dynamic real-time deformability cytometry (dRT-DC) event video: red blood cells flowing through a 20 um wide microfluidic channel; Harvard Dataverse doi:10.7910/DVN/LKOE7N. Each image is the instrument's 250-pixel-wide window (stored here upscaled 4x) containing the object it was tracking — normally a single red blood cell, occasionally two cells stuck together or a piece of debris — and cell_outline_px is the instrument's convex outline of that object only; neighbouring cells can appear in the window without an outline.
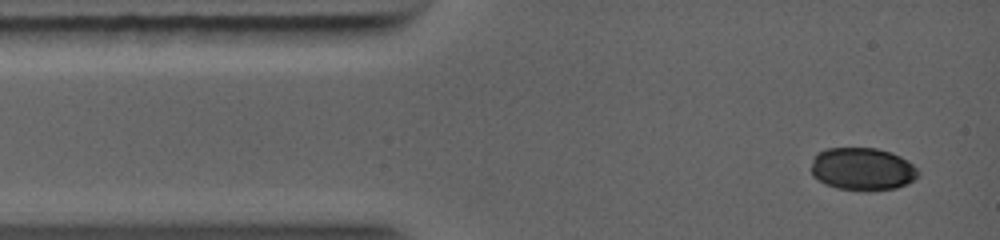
{"species": "common noctule bat (a hibernating species)", "species_latin": "Nyctalus noctula", "temperature_condition": "warm", "stored_images_in_passage": 3, "camera_frame_rate_fps": 5000, "um_per_image_px": 0.085, "animal": {"sex": "female", "body_mass_g": 19.0, "forearm_length_mm": 56.7}, "frame": {"image": 1, "passage_image": 1, "time_ms": 0.0, "image_size_px": [1000, 240], "cell_outline_px": [[920, 172], [908, 184], [896, 188], [868, 192], [836, 188], [824, 184], [812, 176], [812, 160], [816, 152], [828, 148], [876, 148], [892, 152], [900, 156], [912, 164]], "centroid_in_image_um": [73.28, 14.38], "position_along_channel_um": 11.7, "area_um2": 26.99}}
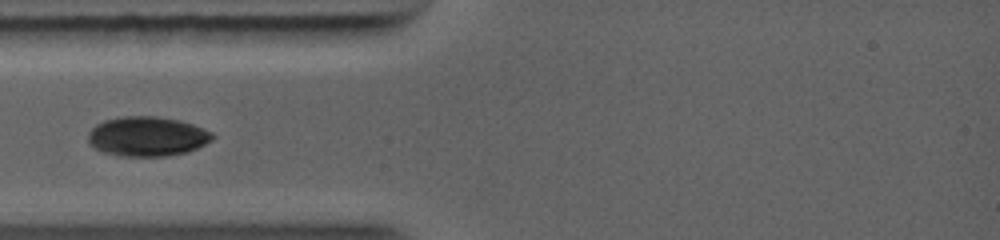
{"frame": {"image": 2, "passage_image": 3, "time_ms": 2.4, "image_size_px": [1000, 240], "cell_outline_px": [[216, 136], [212, 140], [188, 152], [164, 156], [120, 156], [104, 152], [88, 144], [88, 132], [96, 124], [104, 120], [120, 116], [156, 116], [180, 120], [192, 124], [212, 132]], "centroid_in_image_um": [12.5, 11.59], "position_along_channel_um": 72.5, "area_um2": 28.84}}